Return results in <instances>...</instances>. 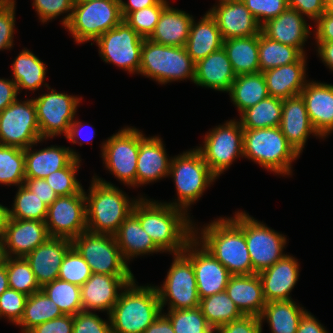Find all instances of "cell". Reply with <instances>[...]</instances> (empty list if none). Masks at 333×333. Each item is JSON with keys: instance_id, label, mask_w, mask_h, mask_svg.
I'll return each mask as SVG.
<instances>
[{"instance_id": "1", "label": "cell", "mask_w": 333, "mask_h": 333, "mask_svg": "<svg viewBox=\"0 0 333 333\" xmlns=\"http://www.w3.org/2000/svg\"><path fill=\"white\" fill-rule=\"evenodd\" d=\"M137 199L132 213L138 218L142 228L162 252L181 254L194 238L195 225L186 211L156 202L142 196Z\"/></svg>"}, {"instance_id": "2", "label": "cell", "mask_w": 333, "mask_h": 333, "mask_svg": "<svg viewBox=\"0 0 333 333\" xmlns=\"http://www.w3.org/2000/svg\"><path fill=\"white\" fill-rule=\"evenodd\" d=\"M235 213L234 217H221L206 224L200 235L198 228H194V238L232 275H251L252 263L244 235V212Z\"/></svg>"}, {"instance_id": "3", "label": "cell", "mask_w": 333, "mask_h": 333, "mask_svg": "<svg viewBox=\"0 0 333 333\" xmlns=\"http://www.w3.org/2000/svg\"><path fill=\"white\" fill-rule=\"evenodd\" d=\"M92 179L89 193L84 191L87 230L115 235L132 212L137 199L129 200L122 190L102 178L93 176Z\"/></svg>"}, {"instance_id": "4", "label": "cell", "mask_w": 333, "mask_h": 333, "mask_svg": "<svg viewBox=\"0 0 333 333\" xmlns=\"http://www.w3.org/2000/svg\"><path fill=\"white\" fill-rule=\"evenodd\" d=\"M121 292L108 315L111 333H143L162 312L156 286H138L134 279Z\"/></svg>"}, {"instance_id": "5", "label": "cell", "mask_w": 333, "mask_h": 333, "mask_svg": "<svg viewBox=\"0 0 333 333\" xmlns=\"http://www.w3.org/2000/svg\"><path fill=\"white\" fill-rule=\"evenodd\" d=\"M300 154L278 127L243 129V157L276 174L291 175Z\"/></svg>"}, {"instance_id": "6", "label": "cell", "mask_w": 333, "mask_h": 333, "mask_svg": "<svg viewBox=\"0 0 333 333\" xmlns=\"http://www.w3.org/2000/svg\"><path fill=\"white\" fill-rule=\"evenodd\" d=\"M138 74L164 85L187 78L194 82L195 63L185 47L166 46L146 38L141 47Z\"/></svg>"}, {"instance_id": "7", "label": "cell", "mask_w": 333, "mask_h": 333, "mask_svg": "<svg viewBox=\"0 0 333 333\" xmlns=\"http://www.w3.org/2000/svg\"><path fill=\"white\" fill-rule=\"evenodd\" d=\"M170 175L174 179L178 199L167 204L186 212L189 206L199 200L205 189L217 179L196 148L172 157Z\"/></svg>"}, {"instance_id": "8", "label": "cell", "mask_w": 333, "mask_h": 333, "mask_svg": "<svg viewBox=\"0 0 333 333\" xmlns=\"http://www.w3.org/2000/svg\"><path fill=\"white\" fill-rule=\"evenodd\" d=\"M123 21L120 1L74 2L67 29L77 44L96 41Z\"/></svg>"}, {"instance_id": "9", "label": "cell", "mask_w": 333, "mask_h": 333, "mask_svg": "<svg viewBox=\"0 0 333 333\" xmlns=\"http://www.w3.org/2000/svg\"><path fill=\"white\" fill-rule=\"evenodd\" d=\"M72 246L85 259L92 273L133 275L114 235L86 230L72 240Z\"/></svg>"}, {"instance_id": "10", "label": "cell", "mask_w": 333, "mask_h": 333, "mask_svg": "<svg viewBox=\"0 0 333 333\" xmlns=\"http://www.w3.org/2000/svg\"><path fill=\"white\" fill-rule=\"evenodd\" d=\"M204 138V146L196 149L216 177L226 171L236 158H243V128L240 121H226L213 128Z\"/></svg>"}, {"instance_id": "11", "label": "cell", "mask_w": 333, "mask_h": 333, "mask_svg": "<svg viewBox=\"0 0 333 333\" xmlns=\"http://www.w3.org/2000/svg\"><path fill=\"white\" fill-rule=\"evenodd\" d=\"M162 311L193 309L199 307L200 297L192 262L183 254H174V259L161 287L156 286ZM169 301V302H168Z\"/></svg>"}, {"instance_id": "12", "label": "cell", "mask_w": 333, "mask_h": 333, "mask_svg": "<svg viewBox=\"0 0 333 333\" xmlns=\"http://www.w3.org/2000/svg\"><path fill=\"white\" fill-rule=\"evenodd\" d=\"M42 141L33 99H17L0 112L1 145L26 149Z\"/></svg>"}, {"instance_id": "13", "label": "cell", "mask_w": 333, "mask_h": 333, "mask_svg": "<svg viewBox=\"0 0 333 333\" xmlns=\"http://www.w3.org/2000/svg\"><path fill=\"white\" fill-rule=\"evenodd\" d=\"M101 147L105 168L124 185L136 187L139 130L124 127L103 142Z\"/></svg>"}, {"instance_id": "14", "label": "cell", "mask_w": 333, "mask_h": 333, "mask_svg": "<svg viewBox=\"0 0 333 333\" xmlns=\"http://www.w3.org/2000/svg\"><path fill=\"white\" fill-rule=\"evenodd\" d=\"M144 38L126 22L102 34L95 43L99 55L105 63H112L128 71L137 73L141 65V47Z\"/></svg>"}, {"instance_id": "15", "label": "cell", "mask_w": 333, "mask_h": 333, "mask_svg": "<svg viewBox=\"0 0 333 333\" xmlns=\"http://www.w3.org/2000/svg\"><path fill=\"white\" fill-rule=\"evenodd\" d=\"M81 97L59 93L55 89L33 98L41 138H53L68 133Z\"/></svg>"}, {"instance_id": "16", "label": "cell", "mask_w": 333, "mask_h": 333, "mask_svg": "<svg viewBox=\"0 0 333 333\" xmlns=\"http://www.w3.org/2000/svg\"><path fill=\"white\" fill-rule=\"evenodd\" d=\"M244 235L252 263V274L271 267L285 254L284 235L255 220L244 212Z\"/></svg>"}, {"instance_id": "17", "label": "cell", "mask_w": 333, "mask_h": 333, "mask_svg": "<svg viewBox=\"0 0 333 333\" xmlns=\"http://www.w3.org/2000/svg\"><path fill=\"white\" fill-rule=\"evenodd\" d=\"M45 223L50 237L73 240L86 231L84 189L79 194L58 197L48 207Z\"/></svg>"}, {"instance_id": "18", "label": "cell", "mask_w": 333, "mask_h": 333, "mask_svg": "<svg viewBox=\"0 0 333 333\" xmlns=\"http://www.w3.org/2000/svg\"><path fill=\"white\" fill-rule=\"evenodd\" d=\"M182 253L192 262L200 299L225 291L232 274L197 239L193 238Z\"/></svg>"}, {"instance_id": "19", "label": "cell", "mask_w": 333, "mask_h": 333, "mask_svg": "<svg viewBox=\"0 0 333 333\" xmlns=\"http://www.w3.org/2000/svg\"><path fill=\"white\" fill-rule=\"evenodd\" d=\"M133 275H106L92 273L80 287L83 311H107L109 315L118 301L119 295Z\"/></svg>"}, {"instance_id": "20", "label": "cell", "mask_w": 333, "mask_h": 333, "mask_svg": "<svg viewBox=\"0 0 333 333\" xmlns=\"http://www.w3.org/2000/svg\"><path fill=\"white\" fill-rule=\"evenodd\" d=\"M208 12L216 20L223 40L261 33V25L241 0H219Z\"/></svg>"}, {"instance_id": "21", "label": "cell", "mask_w": 333, "mask_h": 333, "mask_svg": "<svg viewBox=\"0 0 333 333\" xmlns=\"http://www.w3.org/2000/svg\"><path fill=\"white\" fill-rule=\"evenodd\" d=\"M49 237L44 221L10 218L2 238L5 257H25Z\"/></svg>"}, {"instance_id": "22", "label": "cell", "mask_w": 333, "mask_h": 333, "mask_svg": "<svg viewBox=\"0 0 333 333\" xmlns=\"http://www.w3.org/2000/svg\"><path fill=\"white\" fill-rule=\"evenodd\" d=\"M158 136L146 137L139 130V153L136 168V186L152 183L169 176L170 163Z\"/></svg>"}, {"instance_id": "23", "label": "cell", "mask_w": 333, "mask_h": 333, "mask_svg": "<svg viewBox=\"0 0 333 333\" xmlns=\"http://www.w3.org/2000/svg\"><path fill=\"white\" fill-rule=\"evenodd\" d=\"M71 247L72 240L49 237L24 257L40 287L58 278L63 258Z\"/></svg>"}, {"instance_id": "24", "label": "cell", "mask_w": 333, "mask_h": 333, "mask_svg": "<svg viewBox=\"0 0 333 333\" xmlns=\"http://www.w3.org/2000/svg\"><path fill=\"white\" fill-rule=\"evenodd\" d=\"M300 95L311 124L325 138L333 132V85L308 80Z\"/></svg>"}, {"instance_id": "25", "label": "cell", "mask_w": 333, "mask_h": 333, "mask_svg": "<svg viewBox=\"0 0 333 333\" xmlns=\"http://www.w3.org/2000/svg\"><path fill=\"white\" fill-rule=\"evenodd\" d=\"M295 257L285 254L271 267L259 272L266 302L291 300L290 293L299 277V266Z\"/></svg>"}, {"instance_id": "26", "label": "cell", "mask_w": 333, "mask_h": 333, "mask_svg": "<svg viewBox=\"0 0 333 333\" xmlns=\"http://www.w3.org/2000/svg\"><path fill=\"white\" fill-rule=\"evenodd\" d=\"M287 141L301 154L309 135L321 137L314 129L301 95L283 99L282 117L279 125Z\"/></svg>"}, {"instance_id": "27", "label": "cell", "mask_w": 333, "mask_h": 333, "mask_svg": "<svg viewBox=\"0 0 333 333\" xmlns=\"http://www.w3.org/2000/svg\"><path fill=\"white\" fill-rule=\"evenodd\" d=\"M261 32L269 39L296 47L306 55L303 46L311 32L305 17L297 10L288 7L279 16L263 24Z\"/></svg>"}, {"instance_id": "28", "label": "cell", "mask_w": 333, "mask_h": 333, "mask_svg": "<svg viewBox=\"0 0 333 333\" xmlns=\"http://www.w3.org/2000/svg\"><path fill=\"white\" fill-rule=\"evenodd\" d=\"M236 76L226 51L222 47L195 63L193 83L228 93Z\"/></svg>"}, {"instance_id": "29", "label": "cell", "mask_w": 333, "mask_h": 333, "mask_svg": "<svg viewBox=\"0 0 333 333\" xmlns=\"http://www.w3.org/2000/svg\"><path fill=\"white\" fill-rule=\"evenodd\" d=\"M30 145L24 149L25 178H46L54 171L67 167L75 158L80 159L79 154L69 147H50L33 150Z\"/></svg>"}, {"instance_id": "30", "label": "cell", "mask_w": 333, "mask_h": 333, "mask_svg": "<svg viewBox=\"0 0 333 333\" xmlns=\"http://www.w3.org/2000/svg\"><path fill=\"white\" fill-rule=\"evenodd\" d=\"M225 292L244 316L259 317L267 303L262 282L257 273L232 275Z\"/></svg>"}, {"instance_id": "31", "label": "cell", "mask_w": 333, "mask_h": 333, "mask_svg": "<svg viewBox=\"0 0 333 333\" xmlns=\"http://www.w3.org/2000/svg\"><path fill=\"white\" fill-rule=\"evenodd\" d=\"M306 66V55H302L294 63L262 72L269 96L286 99L300 95L307 82Z\"/></svg>"}, {"instance_id": "32", "label": "cell", "mask_w": 333, "mask_h": 333, "mask_svg": "<svg viewBox=\"0 0 333 333\" xmlns=\"http://www.w3.org/2000/svg\"><path fill=\"white\" fill-rule=\"evenodd\" d=\"M222 47V35L216 20L209 12H206L198 23L193 19L185 48L194 63Z\"/></svg>"}, {"instance_id": "33", "label": "cell", "mask_w": 333, "mask_h": 333, "mask_svg": "<svg viewBox=\"0 0 333 333\" xmlns=\"http://www.w3.org/2000/svg\"><path fill=\"white\" fill-rule=\"evenodd\" d=\"M193 19V16L185 11L168 5L162 11L155 30L148 39L166 46L185 47Z\"/></svg>"}, {"instance_id": "34", "label": "cell", "mask_w": 333, "mask_h": 333, "mask_svg": "<svg viewBox=\"0 0 333 333\" xmlns=\"http://www.w3.org/2000/svg\"><path fill=\"white\" fill-rule=\"evenodd\" d=\"M124 260L128 263L131 258L140 255L162 252L151 237L142 228L138 218L131 212L121 223L114 235Z\"/></svg>"}, {"instance_id": "35", "label": "cell", "mask_w": 333, "mask_h": 333, "mask_svg": "<svg viewBox=\"0 0 333 333\" xmlns=\"http://www.w3.org/2000/svg\"><path fill=\"white\" fill-rule=\"evenodd\" d=\"M223 49L236 75L260 72L258 34L223 40Z\"/></svg>"}, {"instance_id": "36", "label": "cell", "mask_w": 333, "mask_h": 333, "mask_svg": "<svg viewBox=\"0 0 333 333\" xmlns=\"http://www.w3.org/2000/svg\"><path fill=\"white\" fill-rule=\"evenodd\" d=\"M296 304L293 299L267 302L259 316L261 323L267 320L272 333H297L306 309Z\"/></svg>"}, {"instance_id": "37", "label": "cell", "mask_w": 333, "mask_h": 333, "mask_svg": "<svg viewBox=\"0 0 333 333\" xmlns=\"http://www.w3.org/2000/svg\"><path fill=\"white\" fill-rule=\"evenodd\" d=\"M229 96L241 115L246 109L269 96L264 74L259 72L237 75Z\"/></svg>"}, {"instance_id": "38", "label": "cell", "mask_w": 333, "mask_h": 333, "mask_svg": "<svg viewBox=\"0 0 333 333\" xmlns=\"http://www.w3.org/2000/svg\"><path fill=\"white\" fill-rule=\"evenodd\" d=\"M47 66L30 50H22L12 63L13 81L21 89L36 91L44 83Z\"/></svg>"}, {"instance_id": "39", "label": "cell", "mask_w": 333, "mask_h": 333, "mask_svg": "<svg viewBox=\"0 0 333 333\" xmlns=\"http://www.w3.org/2000/svg\"><path fill=\"white\" fill-rule=\"evenodd\" d=\"M283 99L268 96L259 103L246 109L240 115L243 129L278 127L282 117Z\"/></svg>"}, {"instance_id": "40", "label": "cell", "mask_w": 333, "mask_h": 333, "mask_svg": "<svg viewBox=\"0 0 333 333\" xmlns=\"http://www.w3.org/2000/svg\"><path fill=\"white\" fill-rule=\"evenodd\" d=\"M62 315L59 307L40 290L27 297L23 316L17 325L22 327V333H28L41 323Z\"/></svg>"}, {"instance_id": "41", "label": "cell", "mask_w": 333, "mask_h": 333, "mask_svg": "<svg viewBox=\"0 0 333 333\" xmlns=\"http://www.w3.org/2000/svg\"><path fill=\"white\" fill-rule=\"evenodd\" d=\"M199 308L214 330L244 316L225 291L200 299Z\"/></svg>"}, {"instance_id": "42", "label": "cell", "mask_w": 333, "mask_h": 333, "mask_svg": "<svg viewBox=\"0 0 333 333\" xmlns=\"http://www.w3.org/2000/svg\"><path fill=\"white\" fill-rule=\"evenodd\" d=\"M260 72L296 62L303 54L296 48L258 34Z\"/></svg>"}, {"instance_id": "43", "label": "cell", "mask_w": 333, "mask_h": 333, "mask_svg": "<svg viewBox=\"0 0 333 333\" xmlns=\"http://www.w3.org/2000/svg\"><path fill=\"white\" fill-rule=\"evenodd\" d=\"M41 290L59 307L63 314L76 315L83 311L80 286L55 279Z\"/></svg>"}, {"instance_id": "44", "label": "cell", "mask_w": 333, "mask_h": 333, "mask_svg": "<svg viewBox=\"0 0 333 333\" xmlns=\"http://www.w3.org/2000/svg\"><path fill=\"white\" fill-rule=\"evenodd\" d=\"M24 182V149L0 144V184L19 187Z\"/></svg>"}, {"instance_id": "45", "label": "cell", "mask_w": 333, "mask_h": 333, "mask_svg": "<svg viewBox=\"0 0 333 333\" xmlns=\"http://www.w3.org/2000/svg\"><path fill=\"white\" fill-rule=\"evenodd\" d=\"M10 289L27 296L41 290L35 275L24 257H5Z\"/></svg>"}, {"instance_id": "46", "label": "cell", "mask_w": 333, "mask_h": 333, "mask_svg": "<svg viewBox=\"0 0 333 333\" xmlns=\"http://www.w3.org/2000/svg\"><path fill=\"white\" fill-rule=\"evenodd\" d=\"M18 188L13 208L9 210L10 218L45 222L48 206L24 184Z\"/></svg>"}, {"instance_id": "47", "label": "cell", "mask_w": 333, "mask_h": 333, "mask_svg": "<svg viewBox=\"0 0 333 333\" xmlns=\"http://www.w3.org/2000/svg\"><path fill=\"white\" fill-rule=\"evenodd\" d=\"M174 333H214L199 307L193 309L168 310Z\"/></svg>"}, {"instance_id": "48", "label": "cell", "mask_w": 333, "mask_h": 333, "mask_svg": "<svg viewBox=\"0 0 333 333\" xmlns=\"http://www.w3.org/2000/svg\"><path fill=\"white\" fill-rule=\"evenodd\" d=\"M168 5L167 0H159L153 6L130 12L123 21L144 39L149 38L155 30L162 11Z\"/></svg>"}, {"instance_id": "49", "label": "cell", "mask_w": 333, "mask_h": 333, "mask_svg": "<svg viewBox=\"0 0 333 333\" xmlns=\"http://www.w3.org/2000/svg\"><path fill=\"white\" fill-rule=\"evenodd\" d=\"M80 161V159L75 158L67 167L54 171L44 178L58 197L79 194L83 190L82 185L76 179V172L80 169Z\"/></svg>"}, {"instance_id": "50", "label": "cell", "mask_w": 333, "mask_h": 333, "mask_svg": "<svg viewBox=\"0 0 333 333\" xmlns=\"http://www.w3.org/2000/svg\"><path fill=\"white\" fill-rule=\"evenodd\" d=\"M92 275L90 266L72 246L63 258L58 279L82 286Z\"/></svg>"}, {"instance_id": "51", "label": "cell", "mask_w": 333, "mask_h": 333, "mask_svg": "<svg viewBox=\"0 0 333 333\" xmlns=\"http://www.w3.org/2000/svg\"><path fill=\"white\" fill-rule=\"evenodd\" d=\"M32 5L43 24L69 12L61 21L65 27L71 18L74 0H33Z\"/></svg>"}, {"instance_id": "52", "label": "cell", "mask_w": 333, "mask_h": 333, "mask_svg": "<svg viewBox=\"0 0 333 333\" xmlns=\"http://www.w3.org/2000/svg\"><path fill=\"white\" fill-rule=\"evenodd\" d=\"M262 26L288 8V0H241Z\"/></svg>"}, {"instance_id": "53", "label": "cell", "mask_w": 333, "mask_h": 333, "mask_svg": "<svg viewBox=\"0 0 333 333\" xmlns=\"http://www.w3.org/2000/svg\"><path fill=\"white\" fill-rule=\"evenodd\" d=\"M27 295L13 289H7L0 295V318L6 317L17 325L24 313Z\"/></svg>"}, {"instance_id": "54", "label": "cell", "mask_w": 333, "mask_h": 333, "mask_svg": "<svg viewBox=\"0 0 333 333\" xmlns=\"http://www.w3.org/2000/svg\"><path fill=\"white\" fill-rule=\"evenodd\" d=\"M108 320L92 311H80L73 316V333H111L110 318Z\"/></svg>"}, {"instance_id": "55", "label": "cell", "mask_w": 333, "mask_h": 333, "mask_svg": "<svg viewBox=\"0 0 333 333\" xmlns=\"http://www.w3.org/2000/svg\"><path fill=\"white\" fill-rule=\"evenodd\" d=\"M15 2V0H5L0 5V50H7L13 47Z\"/></svg>"}, {"instance_id": "56", "label": "cell", "mask_w": 333, "mask_h": 333, "mask_svg": "<svg viewBox=\"0 0 333 333\" xmlns=\"http://www.w3.org/2000/svg\"><path fill=\"white\" fill-rule=\"evenodd\" d=\"M260 317L243 316L217 328L214 333H262Z\"/></svg>"}, {"instance_id": "57", "label": "cell", "mask_w": 333, "mask_h": 333, "mask_svg": "<svg viewBox=\"0 0 333 333\" xmlns=\"http://www.w3.org/2000/svg\"><path fill=\"white\" fill-rule=\"evenodd\" d=\"M288 7L316 22L325 12L324 0H288Z\"/></svg>"}, {"instance_id": "58", "label": "cell", "mask_w": 333, "mask_h": 333, "mask_svg": "<svg viewBox=\"0 0 333 333\" xmlns=\"http://www.w3.org/2000/svg\"><path fill=\"white\" fill-rule=\"evenodd\" d=\"M28 333H73V315L60 317L41 323Z\"/></svg>"}, {"instance_id": "59", "label": "cell", "mask_w": 333, "mask_h": 333, "mask_svg": "<svg viewBox=\"0 0 333 333\" xmlns=\"http://www.w3.org/2000/svg\"><path fill=\"white\" fill-rule=\"evenodd\" d=\"M24 185L48 207L58 198L56 192L43 178H25Z\"/></svg>"}, {"instance_id": "60", "label": "cell", "mask_w": 333, "mask_h": 333, "mask_svg": "<svg viewBox=\"0 0 333 333\" xmlns=\"http://www.w3.org/2000/svg\"><path fill=\"white\" fill-rule=\"evenodd\" d=\"M315 23L316 42H333V13L326 11Z\"/></svg>"}, {"instance_id": "61", "label": "cell", "mask_w": 333, "mask_h": 333, "mask_svg": "<svg viewBox=\"0 0 333 333\" xmlns=\"http://www.w3.org/2000/svg\"><path fill=\"white\" fill-rule=\"evenodd\" d=\"M17 85L13 80L0 78V112L17 100Z\"/></svg>"}, {"instance_id": "62", "label": "cell", "mask_w": 333, "mask_h": 333, "mask_svg": "<svg viewBox=\"0 0 333 333\" xmlns=\"http://www.w3.org/2000/svg\"><path fill=\"white\" fill-rule=\"evenodd\" d=\"M297 333H328L310 312L306 311L299 322Z\"/></svg>"}, {"instance_id": "63", "label": "cell", "mask_w": 333, "mask_h": 333, "mask_svg": "<svg viewBox=\"0 0 333 333\" xmlns=\"http://www.w3.org/2000/svg\"><path fill=\"white\" fill-rule=\"evenodd\" d=\"M83 127V128H82ZM82 128V129H81ZM88 128V127H87ZM84 130V126L82 125L81 121H75L73 120V122L70 124L69 130L67 135L65 136V138H67L68 140H70L73 144L79 143L80 146H82V142H78L77 138H80L82 131ZM86 132V131H85ZM95 131L93 130H89L86 132V134H84L82 138L83 142H89L94 138Z\"/></svg>"}, {"instance_id": "64", "label": "cell", "mask_w": 333, "mask_h": 333, "mask_svg": "<svg viewBox=\"0 0 333 333\" xmlns=\"http://www.w3.org/2000/svg\"><path fill=\"white\" fill-rule=\"evenodd\" d=\"M143 333H174L170 319L162 312Z\"/></svg>"}, {"instance_id": "65", "label": "cell", "mask_w": 333, "mask_h": 333, "mask_svg": "<svg viewBox=\"0 0 333 333\" xmlns=\"http://www.w3.org/2000/svg\"><path fill=\"white\" fill-rule=\"evenodd\" d=\"M159 0H128V3L120 0L121 14L123 19L130 13L155 5Z\"/></svg>"}, {"instance_id": "66", "label": "cell", "mask_w": 333, "mask_h": 333, "mask_svg": "<svg viewBox=\"0 0 333 333\" xmlns=\"http://www.w3.org/2000/svg\"><path fill=\"white\" fill-rule=\"evenodd\" d=\"M318 56L333 71V42H317Z\"/></svg>"}, {"instance_id": "67", "label": "cell", "mask_w": 333, "mask_h": 333, "mask_svg": "<svg viewBox=\"0 0 333 333\" xmlns=\"http://www.w3.org/2000/svg\"><path fill=\"white\" fill-rule=\"evenodd\" d=\"M9 210H10V208H7L0 204V240H2V238L5 234V231H6L9 219H10Z\"/></svg>"}, {"instance_id": "68", "label": "cell", "mask_w": 333, "mask_h": 333, "mask_svg": "<svg viewBox=\"0 0 333 333\" xmlns=\"http://www.w3.org/2000/svg\"><path fill=\"white\" fill-rule=\"evenodd\" d=\"M9 288L8 274L4 260V263L0 265V295Z\"/></svg>"}, {"instance_id": "69", "label": "cell", "mask_w": 333, "mask_h": 333, "mask_svg": "<svg viewBox=\"0 0 333 333\" xmlns=\"http://www.w3.org/2000/svg\"><path fill=\"white\" fill-rule=\"evenodd\" d=\"M326 11L333 13V0H324Z\"/></svg>"}, {"instance_id": "70", "label": "cell", "mask_w": 333, "mask_h": 333, "mask_svg": "<svg viewBox=\"0 0 333 333\" xmlns=\"http://www.w3.org/2000/svg\"><path fill=\"white\" fill-rule=\"evenodd\" d=\"M5 260V254H4V248H3V242L0 240V265L4 263Z\"/></svg>"}, {"instance_id": "71", "label": "cell", "mask_w": 333, "mask_h": 333, "mask_svg": "<svg viewBox=\"0 0 333 333\" xmlns=\"http://www.w3.org/2000/svg\"><path fill=\"white\" fill-rule=\"evenodd\" d=\"M89 1H102V0H74V2H89ZM109 1H120V0H109Z\"/></svg>"}]
</instances>
